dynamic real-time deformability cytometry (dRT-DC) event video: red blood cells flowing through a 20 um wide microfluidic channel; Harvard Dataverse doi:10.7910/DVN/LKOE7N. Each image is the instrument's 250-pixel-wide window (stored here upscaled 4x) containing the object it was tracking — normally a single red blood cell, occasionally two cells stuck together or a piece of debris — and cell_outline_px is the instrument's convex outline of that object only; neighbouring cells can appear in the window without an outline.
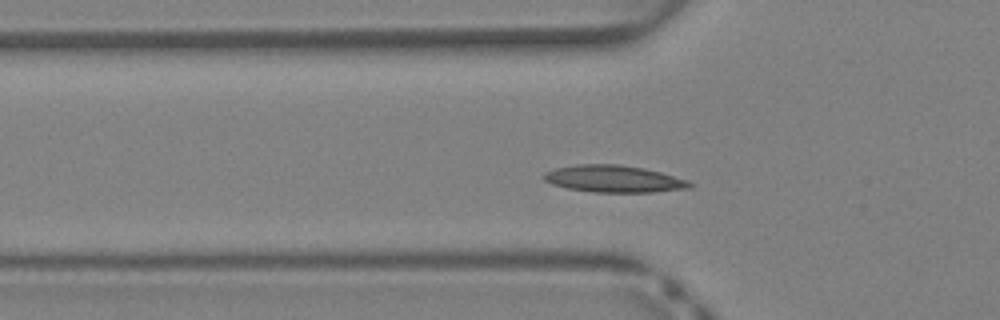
{"species": "Egyptian fruit bat (a non-hibernating species)", "species_latin": "Rousettus aegyptiacus", "temperature_condition": "warm", "stored_images_in_passage": 38, "camera_frame_rate_fps": 3000, "um_per_image_px": 0.085, "animal": {"sex": "female"}, "frame": {"image": 1, "passage_image": 10, "time_ms": 3.0, "image_size_px": [1000, 320], "cell_outline_px": [[696, 184], [692, 188], [652, 192], [592, 192], [568, 188], [552, 184], [544, 180], [544, 172], [556, 168], [576, 164], [620, 164], [644, 168], [660, 172], [688, 180]], "centroid_in_image_um": [52.21, 15.2], "position_along_channel_um": 73.6, "area_um2": 23.06}}
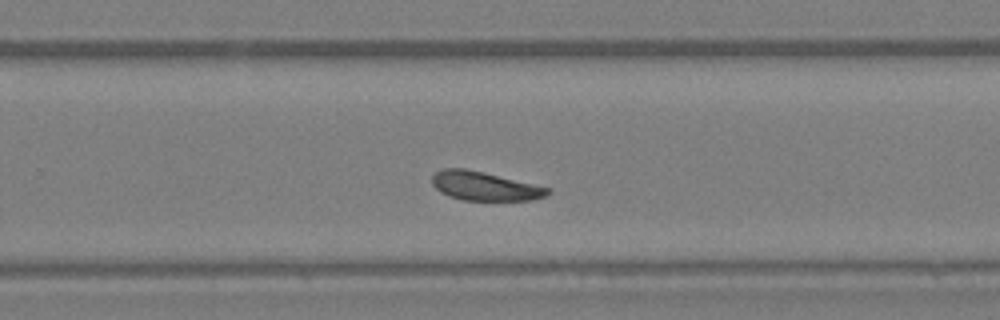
{"frame": {"image": 2, "passage_image": 23, "time_ms": 7.333, "image_size_px": [1000, 320], "cell_outline_px": [[552, 192], [544, 196], [532, 200], [464, 200], [448, 196], [440, 192], [432, 184], [432, 176], [436, 172], [444, 168], [464, 168], [484, 172], [552, 188]], "centroid_in_image_um": [41.21, 15.82], "position_along_channel_um": 288.6, "area_um2": 19.48}}
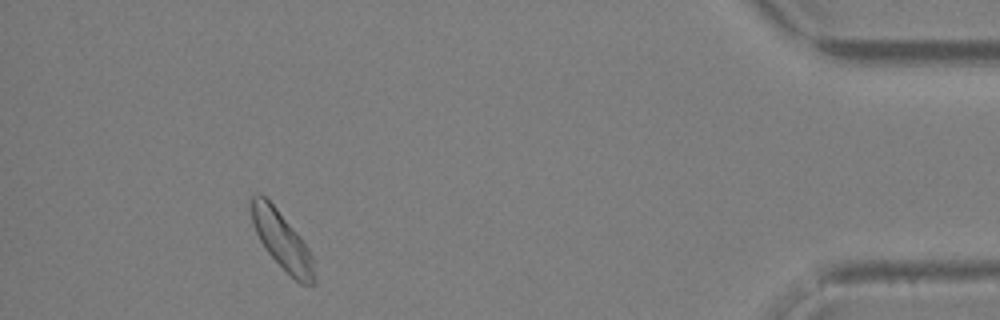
{"frame": {"image": 3, "passage_image": 34, "time_ms": 11.0, "image_size_px": [1000, 320], "cell_outline_px": [[316, 284], [300, 284], [264, 248], [252, 224], [248, 200], [256, 192], [260, 192], [276, 208], [300, 236], [308, 248], [312, 256], [316, 280]], "centroid_in_image_um": [23.93, 20.39], "position_along_channel_um": 411.3, "area_um2": 21.1}, "authors_computed_cell_mechanics": {"area_um2": 20.9525, "velocity_mm_per_s": 4.9712, "shape_relaxation_time_tau1_ms": 3.0195, "shape_relaxation_time_tau2_ms": 2.9869, "deformation_change_tau1": 0.0894, "deformation_change_tau2": 0.0703}}